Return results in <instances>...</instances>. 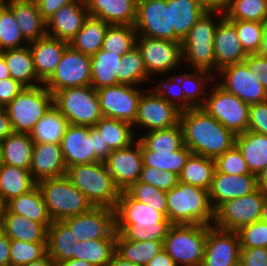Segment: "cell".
<instances>
[{
	"instance_id": "cell-56",
	"label": "cell",
	"mask_w": 267,
	"mask_h": 266,
	"mask_svg": "<svg viewBox=\"0 0 267 266\" xmlns=\"http://www.w3.org/2000/svg\"><path fill=\"white\" fill-rule=\"evenodd\" d=\"M236 232L241 248H267V223L261 220L255 221Z\"/></svg>"
},
{
	"instance_id": "cell-27",
	"label": "cell",
	"mask_w": 267,
	"mask_h": 266,
	"mask_svg": "<svg viewBox=\"0 0 267 266\" xmlns=\"http://www.w3.org/2000/svg\"><path fill=\"white\" fill-rule=\"evenodd\" d=\"M6 6L13 12L22 35L28 42L47 35L46 21L35 0H10Z\"/></svg>"
},
{
	"instance_id": "cell-28",
	"label": "cell",
	"mask_w": 267,
	"mask_h": 266,
	"mask_svg": "<svg viewBox=\"0 0 267 266\" xmlns=\"http://www.w3.org/2000/svg\"><path fill=\"white\" fill-rule=\"evenodd\" d=\"M0 229L10 238L24 242H47V228L25 216L3 210Z\"/></svg>"
},
{
	"instance_id": "cell-49",
	"label": "cell",
	"mask_w": 267,
	"mask_h": 266,
	"mask_svg": "<svg viewBox=\"0 0 267 266\" xmlns=\"http://www.w3.org/2000/svg\"><path fill=\"white\" fill-rule=\"evenodd\" d=\"M224 15L229 20L267 23V0H226Z\"/></svg>"
},
{
	"instance_id": "cell-38",
	"label": "cell",
	"mask_w": 267,
	"mask_h": 266,
	"mask_svg": "<svg viewBox=\"0 0 267 266\" xmlns=\"http://www.w3.org/2000/svg\"><path fill=\"white\" fill-rule=\"evenodd\" d=\"M122 56L99 50L91 56V86L96 90L117 85Z\"/></svg>"
},
{
	"instance_id": "cell-15",
	"label": "cell",
	"mask_w": 267,
	"mask_h": 266,
	"mask_svg": "<svg viewBox=\"0 0 267 266\" xmlns=\"http://www.w3.org/2000/svg\"><path fill=\"white\" fill-rule=\"evenodd\" d=\"M134 28L141 36L182 42L170 28L167 0H138Z\"/></svg>"
},
{
	"instance_id": "cell-26",
	"label": "cell",
	"mask_w": 267,
	"mask_h": 266,
	"mask_svg": "<svg viewBox=\"0 0 267 266\" xmlns=\"http://www.w3.org/2000/svg\"><path fill=\"white\" fill-rule=\"evenodd\" d=\"M138 0H85L89 16L110 25L134 26Z\"/></svg>"
},
{
	"instance_id": "cell-72",
	"label": "cell",
	"mask_w": 267,
	"mask_h": 266,
	"mask_svg": "<svg viewBox=\"0 0 267 266\" xmlns=\"http://www.w3.org/2000/svg\"><path fill=\"white\" fill-rule=\"evenodd\" d=\"M58 266H94V265L86 261L73 258V259H69V260L61 262Z\"/></svg>"
},
{
	"instance_id": "cell-32",
	"label": "cell",
	"mask_w": 267,
	"mask_h": 266,
	"mask_svg": "<svg viewBox=\"0 0 267 266\" xmlns=\"http://www.w3.org/2000/svg\"><path fill=\"white\" fill-rule=\"evenodd\" d=\"M5 207L14 214L22 215L43 224L47 229L53 222L49 216L42 192L36 185L29 192L12 198Z\"/></svg>"
},
{
	"instance_id": "cell-46",
	"label": "cell",
	"mask_w": 267,
	"mask_h": 266,
	"mask_svg": "<svg viewBox=\"0 0 267 266\" xmlns=\"http://www.w3.org/2000/svg\"><path fill=\"white\" fill-rule=\"evenodd\" d=\"M137 139L148 150L156 152H173L184 146L180 123L168 129L146 131Z\"/></svg>"
},
{
	"instance_id": "cell-42",
	"label": "cell",
	"mask_w": 267,
	"mask_h": 266,
	"mask_svg": "<svg viewBox=\"0 0 267 266\" xmlns=\"http://www.w3.org/2000/svg\"><path fill=\"white\" fill-rule=\"evenodd\" d=\"M215 170L213 158L191 153L179 176V182L209 191Z\"/></svg>"
},
{
	"instance_id": "cell-73",
	"label": "cell",
	"mask_w": 267,
	"mask_h": 266,
	"mask_svg": "<svg viewBox=\"0 0 267 266\" xmlns=\"http://www.w3.org/2000/svg\"><path fill=\"white\" fill-rule=\"evenodd\" d=\"M9 77H10V74H9L8 68L6 66L4 57L1 56L0 57V79H6Z\"/></svg>"
},
{
	"instance_id": "cell-52",
	"label": "cell",
	"mask_w": 267,
	"mask_h": 266,
	"mask_svg": "<svg viewBox=\"0 0 267 266\" xmlns=\"http://www.w3.org/2000/svg\"><path fill=\"white\" fill-rule=\"evenodd\" d=\"M46 254L47 242H24L10 239L9 266H23L43 258Z\"/></svg>"
},
{
	"instance_id": "cell-78",
	"label": "cell",
	"mask_w": 267,
	"mask_h": 266,
	"mask_svg": "<svg viewBox=\"0 0 267 266\" xmlns=\"http://www.w3.org/2000/svg\"><path fill=\"white\" fill-rule=\"evenodd\" d=\"M2 53H3V50H2V48L0 46V57L2 56Z\"/></svg>"
},
{
	"instance_id": "cell-2",
	"label": "cell",
	"mask_w": 267,
	"mask_h": 266,
	"mask_svg": "<svg viewBox=\"0 0 267 266\" xmlns=\"http://www.w3.org/2000/svg\"><path fill=\"white\" fill-rule=\"evenodd\" d=\"M167 218L171 224L213 226L214 210L208 190L179 182L166 191Z\"/></svg>"
},
{
	"instance_id": "cell-31",
	"label": "cell",
	"mask_w": 267,
	"mask_h": 266,
	"mask_svg": "<svg viewBox=\"0 0 267 266\" xmlns=\"http://www.w3.org/2000/svg\"><path fill=\"white\" fill-rule=\"evenodd\" d=\"M170 222L160 211L134 200L121 191L115 207V223Z\"/></svg>"
},
{
	"instance_id": "cell-13",
	"label": "cell",
	"mask_w": 267,
	"mask_h": 266,
	"mask_svg": "<svg viewBox=\"0 0 267 266\" xmlns=\"http://www.w3.org/2000/svg\"><path fill=\"white\" fill-rule=\"evenodd\" d=\"M181 110L162 98L152 87L145 90L139 99L135 127L147 131L168 129L180 122ZM136 125V126H135Z\"/></svg>"
},
{
	"instance_id": "cell-53",
	"label": "cell",
	"mask_w": 267,
	"mask_h": 266,
	"mask_svg": "<svg viewBox=\"0 0 267 266\" xmlns=\"http://www.w3.org/2000/svg\"><path fill=\"white\" fill-rule=\"evenodd\" d=\"M236 27L238 38L247 54H258L262 45L267 23L231 20Z\"/></svg>"
},
{
	"instance_id": "cell-18",
	"label": "cell",
	"mask_w": 267,
	"mask_h": 266,
	"mask_svg": "<svg viewBox=\"0 0 267 266\" xmlns=\"http://www.w3.org/2000/svg\"><path fill=\"white\" fill-rule=\"evenodd\" d=\"M81 242L108 238L115 231V209L93 207L90 211L63 220Z\"/></svg>"
},
{
	"instance_id": "cell-21",
	"label": "cell",
	"mask_w": 267,
	"mask_h": 266,
	"mask_svg": "<svg viewBox=\"0 0 267 266\" xmlns=\"http://www.w3.org/2000/svg\"><path fill=\"white\" fill-rule=\"evenodd\" d=\"M258 189L257 175H231L215 170L208 191L210 204L215 211L224 202L246 196Z\"/></svg>"
},
{
	"instance_id": "cell-60",
	"label": "cell",
	"mask_w": 267,
	"mask_h": 266,
	"mask_svg": "<svg viewBox=\"0 0 267 266\" xmlns=\"http://www.w3.org/2000/svg\"><path fill=\"white\" fill-rule=\"evenodd\" d=\"M239 266H267V248H241Z\"/></svg>"
},
{
	"instance_id": "cell-47",
	"label": "cell",
	"mask_w": 267,
	"mask_h": 266,
	"mask_svg": "<svg viewBox=\"0 0 267 266\" xmlns=\"http://www.w3.org/2000/svg\"><path fill=\"white\" fill-rule=\"evenodd\" d=\"M170 222L115 223V231L131 241H163Z\"/></svg>"
},
{
	"instance_id": "cell-68",
	"label": "cell",
	"mask_w": 267,
	"mask_h": 266,
	"mask_svg": "<svg viewBox=\"0 0 267 266\" xmlns=\"http://www.w3.org/2000/svg\"><path fill=\"white\" fill-rule=\"evenodd\" d=\"M206 11H224L226 0H195Z\"/></svg>"
},
{
	"instance_id": "cell-8",
	"label": "cell",
	"mask_w": 267,
	"mask_h": 266,
	"mask_svg": "<svg viewBox=\"0 0 267 266\" xmlns=\"http://www.w3.org/2000/svg\"><path fill=\"white\" fill-rule=\"evenodd\" d=\"M53 105V94L42 84L25 87L6 107L14 133H29Z\"/></svg>"
},
{
	"instance_id": "cell-71",
	"label": "cell",
	"mask_w": 267,
	"mask_h": 266,
	"mask_svg": "<svg viewBox=\"0 0 267 266\" xmlns=\"http://www.w3.org/2000/svg\"><path fill=\"white\" fill-rule=\"evenodd\" d=\"M23 266H56V265L47 253L43 258L33 261L31 263L24 264Z\"/></svg>"
},
{
	"instance_id": "cell-74",
	"label": "cell",
	"mask_w": 267,
	"mask_h": 266,
	"mask_svg": "<svg viewBox=\"0 0 267 266\" xmlns=\"http://www.w3.org/2000/svg\"><path fill=\"white\" fill-rule=\"evenodd\" d=\"M258 54L263 57H267V27H266L263 40H262V45H261V48Z\"/></svg>"
},
{
	"instance_id": "cell-17",
	"label": "cell",
	"mask_w": 267,
	"mask_h": 266,
	"mask_svg": "<svg viewBox=\"0 0 267 266\" xmlns=\"http://www.w3.org/2000/svg\"><path fill=\"white\" fill-rule=\"evenodd\" d=\"M104 163L115 185L120 191H126L140 178L143 168L141 142L136 139L125 148L112 150Z\"/></svg>"
},
{
	"instance_id": "cell-58",
	"label": "cell",
	"mask_w": 267,
	"mask_h": 266,
	"mask_svg": "<svg viewBox=\"0 0 267 266\" xmlns=\"http://www.w3.org/2000/svg\"><path fill=\"white\" fill-rule=\"evenodd\" d=\"M139 181L148 183L155 188L169 191L178 185L179 176L167 170L159 171L155 167L143 166Z\"/></svg>"
},
{
	"instance_id": "cell-33",
	"label": "cell",
	"mask_w": 267,
	"mask_h": 266,
	"mask_svg": "<svg viewBox=\"0 0 267 266\" xmlns=\"http://www.w3.org/2000/svg\"><path fill=\"white\" fill-rule=\"evenodd\" d=\"M34 141L29 133H12L0 144V163L30 170Z\"/></svg>"
},
{
	"instance_id": "cell-77",
	"label": "cell",
	"mask_w": 267,
	"mask_h": 266,
	"mask_svg": "<svg viewBox=\"0 0 267 266\" xmlns=\"http://www.w3.org/2000/svg\"><path fill=\"white\" fill-rule=\"evenodd\" d=\"M10 0H0V6H6Z\"/></svg>"
},
{
	"instance_id": "cell-14",
	"label": "cell",
	"mask_w": 267,
	"mask_h": 266,
	"mask_svg": "<svg viewBox=\"0 0 267 266\" xmlns=\"http://www.w3.org/2000/svg\"><path fill=\"white\" fill-rule=\"evenodd\" d=\"M144 91L145 89L127 84L97 89L102 116L133 125L137 117L139 99Z\"/></svg>"
},
{
	"instance_id": "cell-59",
	"label": "cell",
	"mask_w": 267,
	"mask_h": 266,
	"mask_svg": "<svg viewBox=\"0 0 267 266\" xmlns=\"http://www.w3.org/2000/svg\"><path fill=\"white\" fill-rule=\"evenodd\" d=\"M248 130L267 135V101L249 106Z\"/></svg>"
},
{
	"instance_id": "cell-44",
	"label": "cell",
	"mask_w": 267,
	"mask_h": 266,
	"mask_svg": "<svg viewBox=\"0 0 267 266\" xmlns=\"http://www.w3.org/2000/svg\"><path fill=\"white\" fill-rule=\"evenodd\" d=\"M68 121L54 106L37 122L30 136L37 143H61Z\"/></svg>"
},
{
	"instance_id": "cell-62",
	"label": "cell",
	"mask_w": 267,
	"mask_h": 266,
	"mask_svg": "<svg viewBox=\"0 0 267 266\" xmlns=\"http://www.w3.org/2000/svg\"><path fill=\"white\" fill-rule=\"evenodd\" d=\"M24 88L11 77L0 79V107H6Z\"/></svg>"
},
{
	"instance_id": "cell-5",
	"label": "cell",
	"mask_w": 267,
	"mask_h": 266,
	"mask_svg": "<svg viewBox=\"0 0 267 266\" xmlns=\"http://www.w3.org/2000/svg\"><path fill=\"white\" fill-rule=\"evenodd\" d=\"M37 186L52 221H63L87 213L94 207L66 176L43 179L37 182Z\"/></svg>"
},
{
	"instance_id": "cell-3",
	"label": "cell",
	"mask_w": 267,
	"mask_h": 266,
	"mask_svg": "<svg viewBox=\"0 0 267 266\" xmlns=\"http://www.w3.org/2000/svg\"><path fill=\"white\" fill-rule=\"evenodd\" d=\"M65 176L94 207L115 209L121 191L104 162L67 167Z\"/></svg>"
},
{
	"instance_id": "cell-70",
	"label": "cell",
	"mask_w": 267,
	"mask_h": 266,
	"mask_svg": "<svg viewBox=\"0 0 267 266\" xmlns=\"http://www.w3.org/2000/svg\"><path fill=\"white\" fill-rule=\"evenodd\" d=\"M106 266H137L132 262L123 259L116 252L112 256L110 262Z\"/></svg>"
},
{
	"instance_id": "cell-76",
	"label": "cell",
	"mask_w": 267,
	"mask_h": 266,
	"mask_svg": "<svg viewBox=\"0 0 267 266\" xmlns=\"http://www.w3.org/2000/svg\"><path fill=\"white\" fill-rule=\"evenodd\" d=\"M4 207H5V204L0 199V224H1V221H2Z\"/></svg>"
},
{
	"instance_id": "cell-45",
	"label": "cell",
	"mask_w": 267,
	"mask_h": 266,
	"mask_svg": "<svg viewBox=\"0 0 267 266\" xmlns=\"http://www.w3.org/2000/svg\"><path fill=\"white\" fill-rule=\"evenodd\" d=\"M143 166L155 167L159 171L167 170L180 176L186 160L192 153L185 145L173 152H156L148 150L141 143Z\"/></svg>"
},
{
	"instance_id": "cell-25",
	"label": "cell",
	"mask_w": 267,
	"mask_h": 266,
	"mask_svg": "<svg viewBox=\"0 0 267 266\" xmlns=\"http://www.w3.org/2000/svg\"><path fill=\"white\" fill-rule=\"evenodd\" d=\"M68 45L69 43L48 35L29 42L35 71L43 83L55 71Z\"/></svg>"
},
{
	"instance_id": "cell-65",
	"label": "cell",
	"mask_w": 267,
	"mask_h": 266,
	"mask_svg": "<svg viewBox=\"0 0 267 266\" xmlns=\"http://www.w3.org/2000/svg\"><path fill=\"white\" fill-rule=\"evenodd\" d=\"M10 238L0 229V266H9Z\"/></svg>"
},
{
	"instance_id": "cell-48",
	"label": "cell",
	"mask_w": 267,
	"mask_h": 266,
	"mask_svg": "<svg viewBox=\"0 0 267 266\" xmlns=\"http://www.w3.org/2000/svg\"><path fill=\"white\" fill-rule=\"evenodd\" d=\"M116 75L117 85L127 84L131 86H138L145 83L147 80H152V82H154V79L147 73L144 60L137 46L122 56L121 68Z\"/></svg>"
},
{
	"instance_id": "cell-30",
	"label": "cell",
	"mask_w": 267,
	"mask_h": 266,
	"mask_svg": "<svg viewBox=\"0 0 267 266\" xmlns=\"http://www.w3.org/2000/svg\"><path fill=\"white\" fill-rule=\"evenodd\" d=\"M79 242L64 221H53L47 230V253L56 266L74 258Z\"/></svg>"
},
{
	"instance_id": "cell-16",
	"label": "cell",
	"mask_w": 267,
	"mask_h": 266,
	"mask_svg": "<svg viewBox=\"0 0 267 266\" xmlns=\"http://www.w3.org/2000/svg\"><path fill=\"white\" fill-rule=\"evenodd\" d=\"M216 76L223 78L220 82L216 81L219 86L249 105L267 101V89L244 62L225 66Z\"/></svg>"
},
{
	"instance_id": "cell-41",
	"label": "cell",
	"mask_w": 267,
	"mask_h": 266,
	"mask_svg": "<svg viewBox=\"0 0 267 266\" xmlns=\"http://www.w3.org/2000/svg\"><path fill=\"white\" fill-rule=\"evenodd\" d=\"M163 249V241H131L116 233L115 252L137 266H145Z\"/></svg>"
},
{
	"instance_id": "cell-10",
	"label": "cell",
	"mask_w": 267,
	"mask_h": 266,
	"mask_svg": "<svg viewBox=\"0 0 267 266\" xmlns=\"http://www.w3.org/2000/svg\"><path fill=\"white\" fill-rule=\"evenodd\" d=\"M264 195L257 189L251 194L228 200L214 211L213 226L225 231H238L260 220Z\"/></svg>"
},
{
	"instance_id": "cell-43",
	"label": "cell",
	"mask_w": 267,
	"mask_h": 266,
	"mask_svg": "<svg viewBox=\"0 0 267 266\" xmlns=\"http://www.w3.org/2000/svg\"><path fill=\"white\" fill-rule=\"evenodd\" d=\"M93 127L102 134L104 144L111 150L125 148L136 140L133 126L125 121L102 117Z\"/></svg>"
},
{
	"instance_id": "cell-9",
	"label": "cell",
	"mask_w": 267,
	"mask_h": 266,
	"mask_svg": "<svg viewBox=\"0 0 267 266\" xmlns=\"http://www.w3.org/2000/svg\"><path fill=\"white\" fill-rule=\"evenodd\" d=\"M208 91L203 108L209 115L217 119L234 135L248 130L249 104L240 100L236 95L227 92L216 83Z\"/></svg>"
},
{
	"instance_id": "cell-69",
	"label": "cell",
	"mask_w": 267,
	"mask_h": 266,
	"mask_svg": "<svg viewBox=\"0 0 267 266\" xmlns=\"http://www.w3.org/2000/svg\"><path fill=\"white\" fill-rule=\"evenodd\" d=\"M258 189L267 197V166L257 174Z\"/></svg>"
},
{
	"instance_id": "cell-1",
	"label": "cell",
	"mask_w": 267,
	"mask_h": 266,
	"mask_svg": "<svg viewBox=\"0 0 267 266\" xmlns=\"http://www.w3.org/2000/svg\"><path fill=\"white\" fill-rule=\"evenodd\" d=\"M179 123L193 154L215 159L235 145L236 135L201 107L181 111Z\"/></svg>"
},
{
	"instance_id": "cell-7",
	"label": "cell",
	"mask_w": 267,
	"mask_h": 266,
	"mask_svg": "<svg viewBox=\"0 0 267 266\" xmlns=\"http://www.w3.org/2000/svg\"><path fill=\"white\" fill-rule=\"evenodd\" d=\"M53 105L64 115L68 124L93 127L103 117L97 90L91 85L55 92Z\"/></svg>"
},
{
	"instance_id": "cell-51",
	"label": "cell",
	"mask_w": 267,
	"mask_h": 266,
	"mask_svg": "<svg viewBox=\"0 0 267 266\" xmlns=\"http://www.w3.org/2000/svg\"><path fill=\"white\" fill-rule=\"evenodd\" d=\"M29 45L24 38L13 12L7 7L0 8V46L3 51Z\"/></svg>"
},
{
	"instance_id": "cell-61",
	"label": "cell",
	"mask_w": 267,
	"mask_h": 266,
	"mask_svg": "<svg viewBox=\"0 0 267 266\" xmlns=\"http://www.w3.org/2000/svg\"><path fill=\"white\" fill-rule=\"evenodd\" d=\"M243 62L248 66L251 73H254L260 83L267 89V57L259 54H248Z\"/></svg>"
},
{
	"instance_id": "cell-23",
	"label": "cell",
	"mask_w": 267,
	"mask_h": 266,
	"mask_svg": "<svg viewBox=\"0 0 267 266\" xmlns=\"http://www.w3.org/2000/svg\"><path fill=\"white\" fill-rule=\"evenodd\" d=\"M221 17V18H220ZM214 55L218 70L225 66L243 62L248 55L238 38L234 23L224 14L219 15V22L214 35Z\"/></svg>"
},
{
	"instance_id": "cell-50",
	"label": "cell",
	"mask_w": 267,
	"mask_h": 266,
	"mask_svg": "<svg viewBox=\"0 0 267 266\" xmlns=\"http://www.w3.org/2000/svg\"><path fill=\"white\" fill-rule=\"evenodd\" d=\"M137 36L138 33L132 25H110L101 49L123 56L136 47Z\"/></svg>"
},
{
	"instance_id": "cell-37",
	"label": "cell",
	"mask_w": 267,
	"mask_h": 266,
	"mask_svg": "<svg viewBox=\"0 0 267 266\" xmlns=\"http://www.w3.org/2000/svg\"><path fill=\"white\" fill-rule=\"evenodd\" d=\"M109 26L110 24L104 20L89 16L69 45L83 54L92 56L101 50Z\"/></svg>"
},
{
	"instance_id": "cell-20",
	"label": "cell",
	"mask_w": 267,
	"mask_h": 266,
	"mask_svg": "<svg viewBox=\"0 0 267 266\" xmlns=\"http://www.w3.org/2000/svg\"><path fill=\"white\" fill-rule=\"evenodd\" d=\"M60 145L66 167L99 162L90 126L68 124Z\"/></svg>"
},
{
	"instance_id": "cell-6",
	"label": "cell",
	"mask_w": 267,
	"mask_h": 266,
	"mask_svg": "<svg viewBox=\"0 0 267 266\" xmlns=\"http://www.w3.org/2000/svg\"><path fill=\"white\" fill-rule=\"evenodd\" d=\"M207 232L206 225L172 224L163 240V249L177 266H201Z\"/></svg>"
},
{
	"instance_id": "cell-12",
	"label": "cell",
	"mask_w": 267,
	"mask_h": 266,
	"mask_svg": "<svg viewBox=\"0 0 267 266\" xmlns=\"http://www.w3.org/2000/svg\"><path fill=\"white\" fill-rule=\"evenodd\" d=\"M136 46L141 52L147 73L151 78L157 74L173 72V69H177L183 62L181 42L138 35Z\"/></svg>"
},
{
	"instance_id": "cell-40",
	"label": "cell",
	"mask_w": 267,
	"mask_h": 266,
	"mask_svg": "<svg viewBox=\"0 0 267 266\" xmlns=\"http://www.w3.org/2000/svg\"><path fill=\"white\" fill-rule=\"evenodd\" d=\"M116 231L108 238L86 240L76 244L74 259L86 261L94 266H106L116 250Z\"/></svg>"
},
{
	"instance_id": "cell-55",
	"label": "cell",
	"mask_w": 267,
	"mask_h": 266,
	"mask_svg": "<svg viewBox=\"0 0 267 266\" xmlns=\"http://www.w3.org/2000/svg\"><path fill=\"white\" fill-rule=\"evenodd\" d=\"M214 161L215 169L218 172L231 175L252 174L236 145L230 150L225 151L222 155L217 156Z\"/></svg>"
},
{
	"instance_id": "cell-54",
	"label": "cell",
	"mask_w": 267,
	"mask_h": 266,
	"mask_svg": "<svg viewBox=\"0 0 267 266\" xmlns=\"http://www.w3.org/2000/svg\"><path fill=\"white\" fill-rule=\"evenodd\" d=\"M126 192L134 200L160 211L167 217L166 191L155 188L148 183L138 181L133 183Z\"/></svg>"
},
{
	"instance_id": "cell-39",
	"label": "cell",
	"mask_w": 267,
	"mask_h": 266,
	"mask_svg": "<svg viewBox=\"0 0 267 266\" xmlns=\"http://www.w3.org/2000/svg\"><path fill=\"white\" fill-rule=\"evenodd\" d=\"M192 73H180V85L185 96V110L202 107L208 94L207 85L209 86L217 78L205 70L193 69Z\"/></svg>"
},
{
	"instance_id": "cell-35",
	"label": "cell",
	"mask_w": 267,
	"mask_h": 266,
	"mask_svg": "<svg viewBox=\"0 0 267 266\" xmlns=\"http://www.w3.org/2000/svg\"><path fill=\"white\" fill-rule=\"evenodd\" d=\"M36 185L28 169L0 163V199L4 204L29 192Z\"/></svg>"
},
{
	"instance_id": "cell-66",
	"label": "cell",
	"mask_w": 267,
	"mask_h": 266,
	"mask_svg": "<svg viewBox=\"0 0 267 266\" xmlns=\"http://www.w3.org/2000/svg\"><path fill=\"white\" fill-rule=\"evenodd\" d=\"M13 133L11 122L5 107H0V144Z\"/></svg>"
},
{
	"instance_id": "cell-4",
	"label": "cell",
	"mask_w": 267,
	"mask_h": 266,
	"mask_svg": "<svg viewBox=\"0 0 267 266\" xmlns=\"http://www.w3.org/2000/svg\"><path fill=\"white\" fill-rule=\"evenodd\" d=\"M219 14H224V11H206L181 42L183 62H187L192 69L211 74L215 72V77L219 70L216 68L213 44L219 19L215 21L214 18Z\"/></svg>"
},
{
	"instance_id": "cell-19",
	"label": "cell",
	"mask_w": 267,
	"mask_h": 266,
	"mask_svg": "<svg viewBox=\"0 0 267 266\" xmlns=\"http://www.w3.org/2000/svg\"><path fill=\"white\" fill-rule=\"evenodd\" d=\"M241 246L237 232L208 226L201 266H239Z\"/></svg>"
},
{
	"instance_id": "cell-29",
	"label": "cell",
	"mask_w": 267,
	"mask_h": 266,
	"mask_svg": "<svg viewBox=\"0 0 267 266\" xmlns=\"http://www.w3.org/2000/svg\"><path fill=\"white\" fill-rule=\"evenodd\" d=\"M2 56L4 57L11 78L20 82L25 87H36L43 84L35 71L29 45L5 50Z\"/></svg>"
},
{
	"instance_id": "cell-57",
	"label": "cell",
	"mask_w": 267,
	"mask_h": 266,
	"mask_svg": "<svg viewBox=\"0 0 267 266\" xmlns=\"http://www.w3.org/2000/svg\"><path fill=\"white\" fill-rule=\"evenodd\" d=\"M155 86V87H154ZM152 88L166 101L175 105L179 110H185L184 91L180 85V74L161 79Z\"/></svg>"
},
{
	"instance_id": "cell-36",
	"label": "cell",
	"mask_w": 267,
	"mask_h": 266,
	"mask_svg": "<svg viewBox=\"0 0 267 266\" xmlns=\"http://www.w3.org/2000/svg\"><path fill=\"white\" fill-rule=\"evenodd\" d=\"M167 5H170V28H174L181 41L206 12L195 0H167Z\"/></svg>"
},
{
	"instance_id": "cell-22",
	"label": "cell",
	"mask_w": 267,
	"mask_h": 266,
	"mask_svg": "<svg viewBox=\"0 0 267 266\" xmlns=\"http://www.w3.org/2000/svg\"><path fill=\"white\" fill-rule=\"evenodd\" d=\"M88 17L89 12L83 0L62 6L46 21L47 35L69 43Z\"/></svg>"
},
{
	"instance_id": "cell-64",
	"label": "cell",
	"mask_w": 267,
	"mask_h": 266,
	"mask_svg": "<svg viewBox=\"0 0 267 266\" xmlns=\"http://www.w3.org/2000/svg\"><path fill=\"white\" fill-rule=\"evenodd\" d=\"M91 138H94L95 157L99 161L104 162L112 150L107 144H104L102 134H100L94 127H91Z\"/></svg>"
},
{
	"instance_id": "cell-34",
	"label": "cell",
	"mask_w": 267,
	"mask_h": 266,
	"mask_svg": "<svg viewBox=\"0 0 267 266\" xmlns=\"http://www.w3.org/2000/svg\"><path fill=\"white\" fill-rule=\"evenodd\" d=\"M250 173L257 175L267 166V135L245 131L235 137Z\"/></svg>"
},
{
	"instance_id": "cell-75",
	"label": "cell",
	"mask_w": 267,
	"mask_h": 266,
	"mask_svg": "<svg viewBox=\"0 0 267 266\" xmlns=\"http://www.w3.org/2000/svg\"><path fill=\"white\" fill-rule=\"evenodd\" d=\"M260 220L264 223H267V197H265L263 202Z\"/></svg>"
},
{
	"instance_id": "cell-11",
	"label": "cell",
	"mask_w": 267,
	"mask_h": 266,
	"mask_svg": "<svg viewBox=\"0 0 267 266\" xmlns=\"http://www.w3.org/2000/svg\"><path fill=\"white\" fill-rule=\"evenodd\" d=\"M43 85L52 94L65 88L91 85V56L68 45L55 71Z\"/></svg>"
},
{
	"instance_id": "cell-63",
	"label": "cell",
	"mask_w": 267,
	"mask_h": 266,
	"mask_svg": "<svg viewBox=\"0 0 267 266\" xmlns=\"http://www.w3.org/2000/svg\"><path fill=\"white\" fill-rule=\"evenodd\" d=\"M42 18L47 21L62 6L68 5L76 0H35Z\"/></svg>"
},
{
	"instance_id": "cell-67",
	"label": "cell",
	"mask_w": 267,
	"mask_h": 266,
	"mask_svg": "<svg viewBox=\"0 0 267 266\" xmlns=\"http://www.w3.org/2000/svg\"><path fill=\"white\" fill-rule=\"evenodd\" d=\"M145 266H177L171 256L162 249Z\"/></svg>"
},
{
	"instance_id": "cell-24",
	"label": "cell",
	"mask_w": 267,
	"mask_h": 266,
	"mask_svg": "<svg viewBox=\"0 0 267 266\" xmlns=\"http://www.w3.org/2000/svg\"><path fill=\"white\" fill-rule=\"evenodd\" d=\"M66 170L60 143L34 142L29 171L36 182L65 176Z\"/></svg>"
}]
</instances>
